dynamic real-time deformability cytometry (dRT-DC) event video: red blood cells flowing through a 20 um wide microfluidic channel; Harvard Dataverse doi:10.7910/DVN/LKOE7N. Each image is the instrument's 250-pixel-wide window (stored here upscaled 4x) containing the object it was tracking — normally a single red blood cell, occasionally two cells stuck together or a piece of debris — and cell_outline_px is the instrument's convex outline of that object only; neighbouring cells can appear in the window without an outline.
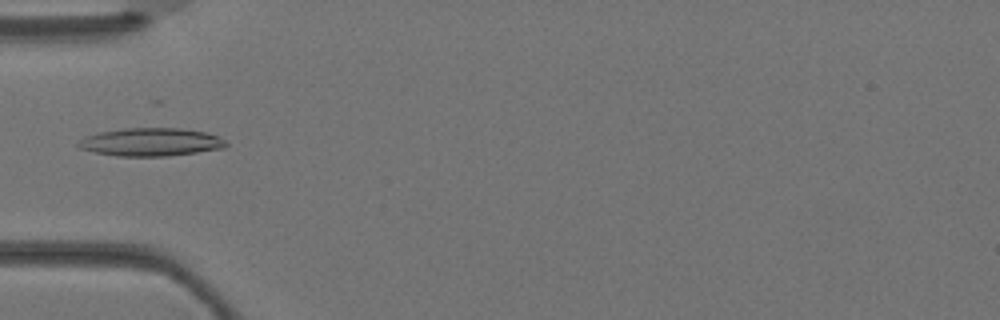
{"species": "Egyptian fruit bat (a non-hibernating species)", "species_latin": "Rousettus aegyptiacus", "temperature_condition": "warm", "stored_images_in_passage": 4, "camera_frame_rate_fps": 3000, "um_per_image_px": 0.085, "animal": {"sex": "female"}, "frame": {"image": 1, "passage_image": 4, "time_ms": 1.0, "image_size_px": [1000, 320], "cell_outline_px": [[228, 144], [224, 148], [168, 156], [116, 156], [96, 152], [80, 148], [76, 144], [84, 136], [100, 132], [124, 128], [180, 128], [204, 132], [216, 136], [224, 140]], "centroid_in_image_um": [12.8, 12.07], "position_along_channel_um": 72.2, "area_um2": 23.99}}